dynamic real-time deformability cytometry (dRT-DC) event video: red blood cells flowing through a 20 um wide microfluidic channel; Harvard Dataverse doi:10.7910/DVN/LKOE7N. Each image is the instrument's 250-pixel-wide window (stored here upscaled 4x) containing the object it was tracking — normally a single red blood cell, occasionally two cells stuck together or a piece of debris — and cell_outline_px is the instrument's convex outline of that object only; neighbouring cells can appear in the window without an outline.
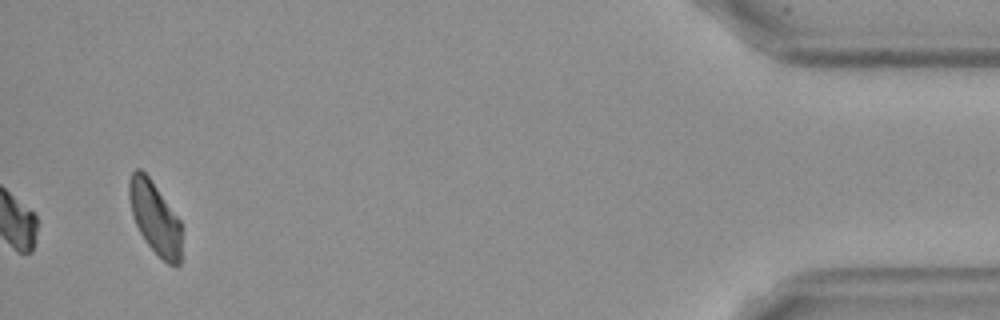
{"species": "Egyptian fruit bat (a non-hibernating species)", "species_latin": "Rousettus aegyptiacus", "temperature_condition": "cold", "stored_images_in_passage": 40, "camera_frame_rate_fps": 3000, "um_per_image_px": 0.085, "frame": {"image": 1, "passage_image": 40, "time_ms": 13.0, "image_size_px": [1000, 320], "cell_outline_px": [[180, 264], [176, 268], [168, 264], [148, 244], [140, 232], [136, 224], [132, 212], [128, 196], [128, 180], [132, 172], [136, 168], [140, 168], [148, 176], [180, 220]], "centroid_in_image_um": [13.15, 18.5], "position_along_channel_um": 422.0, "area_um2": 21.73}, "authors_computed_cell_mechanics": {"area_um2": 18.207, "velocity_mm_per_s": 3.5696, "shape_relaxation_time_tau1_ms": 2.2135, "shape_relaxation_time_tau2_ms": null, "deformation_change_tau1": 0.0708, "deformation_change_tau2": null}}